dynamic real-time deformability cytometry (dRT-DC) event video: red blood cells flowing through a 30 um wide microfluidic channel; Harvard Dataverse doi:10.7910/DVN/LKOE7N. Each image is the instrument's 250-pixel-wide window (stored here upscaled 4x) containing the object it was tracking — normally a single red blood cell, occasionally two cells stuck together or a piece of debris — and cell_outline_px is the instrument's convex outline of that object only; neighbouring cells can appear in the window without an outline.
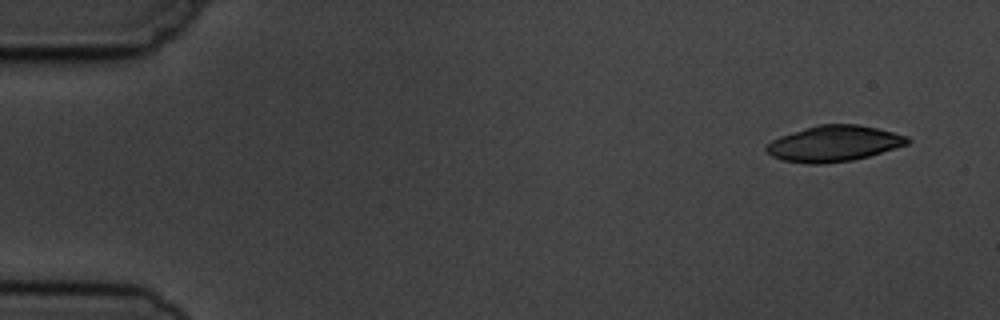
{"species": "common noctule bat (a hibernating species)", "species_latin": "Nyctalus noctula", "temperature_condition": "cold", "stored_images_in_passage": 7, "camera_frame_rate_fps": 3000, "um_per_image_px": 0.085, "animal": {"sex": "male", "body_mass_g": 19.5, "forearm_length_mm": 54.6}, "frame": {"image": 1, "passage_image": 1, "time_ms": 0.0, "image_size_px": [1000, 320], "cell_outline_px": [[912, 140], [908, 144], [896, 148], [868, 156], [852, 160], [820, 164], [808, 164], [784, 160], [772, 156], [764, 148], [772, 140], [780, 136], [804, 128], [820, 124], [856, 124], [876, 128], [908, 136]], "centroid_in_image_um": [70.89, 12.2], "position_along_channel_um": 14.1, "area_um2": 29.3}}
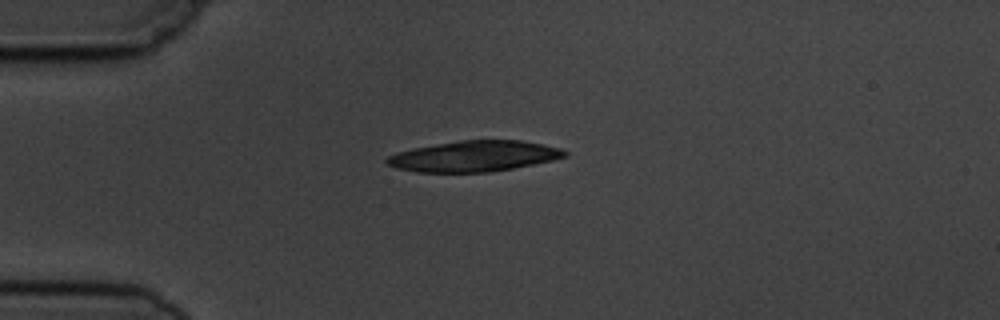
{"frame": {"image": 2, "passage_image": 4, "time_ms": 3.333, "image_size_px": [1000, 320], "cell_outline_px": [[568, 156], [552, 160], [512, 168], [488, 172], [416, 172], [396, 168], [388, 164], [384, 160], [388, 156], [396, 152], [412, 148], [460, 140], [524, 140], [544, 144], [560, 148], [568, 152]], "centroid_in_image_um": [40.29, 13.27], "position_along_channel_um": 44.7, "area_um2": 31.91}}